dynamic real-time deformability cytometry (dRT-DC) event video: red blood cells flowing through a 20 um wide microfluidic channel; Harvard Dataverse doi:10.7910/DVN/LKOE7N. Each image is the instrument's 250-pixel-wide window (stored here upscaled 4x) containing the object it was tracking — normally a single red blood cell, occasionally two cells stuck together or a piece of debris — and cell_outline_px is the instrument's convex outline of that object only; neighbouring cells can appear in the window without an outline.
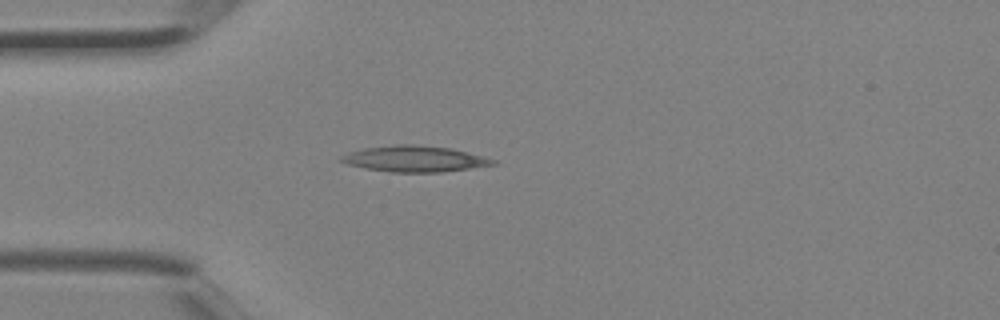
{"species": "Egyptian fruit bat (a non-hibernating species)", "species_latin": "Rousettus aegyptiacus", "temperature_condition": "room temperature", "stored_images_in_passage": 1, "camera_frame_rate_fps": 3000, "um_per_image_px": 0.085, "animal": {"sex": "female"}, "frame": {"image": 1, "passage_image": 1, "time_ms": 0.0, "image_size_px": [1000, 320], "cell_outline_px": [[500, 164], [440, 172], [388, 172], [364, 168], [348, 164], [340, 160], [340, 156], [348, 152], [364, 148], [392, 144], [412, 144], [452, 148], [496, 160]], "centroid_in_image_um": [35.23, 13.5], "position_along_channel_um": 49.8, "area_um2": 23.06}}